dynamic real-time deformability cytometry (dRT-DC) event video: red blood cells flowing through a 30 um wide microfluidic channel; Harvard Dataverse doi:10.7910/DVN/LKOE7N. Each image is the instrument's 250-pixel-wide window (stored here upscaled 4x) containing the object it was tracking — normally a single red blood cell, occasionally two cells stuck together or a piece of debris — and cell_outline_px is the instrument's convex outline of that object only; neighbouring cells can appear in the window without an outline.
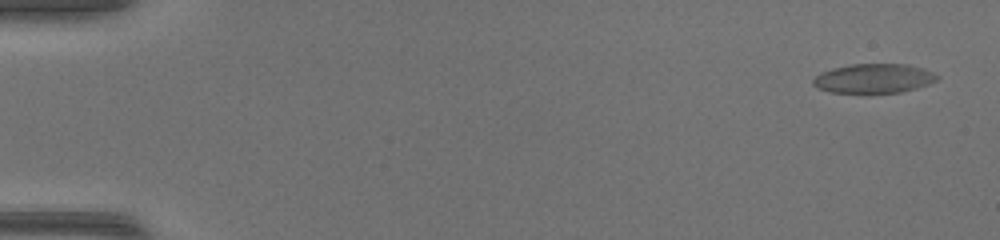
{"species": "common noctule bat (a hibernating species)", "species_latin": "Nyctalus noctula", "temperature_condition": "warm", "stored_images_in_passage": 16, "segment_of_instrument_passage": [1, 2], "camera_frame_rate_fps": 3000, "um_per_image_px": 0.085, "animal": {"sex": "female", "body_mass_g": 17.0, "forearm_length_mm": 48.0}, "frame": {"image": 1, "passage_image": 2, "time_ms": 0.333, "image_size_px": [1000, 240], "cell_outline_px": [[940, 76], [936, 80], [928, 84], [916, 88], [900, 92], [864, 96], [832, 92], [816, 88], [812, 84], [812, 80], [820, 72], [832, 68], [852, 64], [908, 64], [924, 68]], "centroid_in_image_um": [74.23, 6.71], "position_along_channel_um": 10.8, "area_um2": 22.08}}
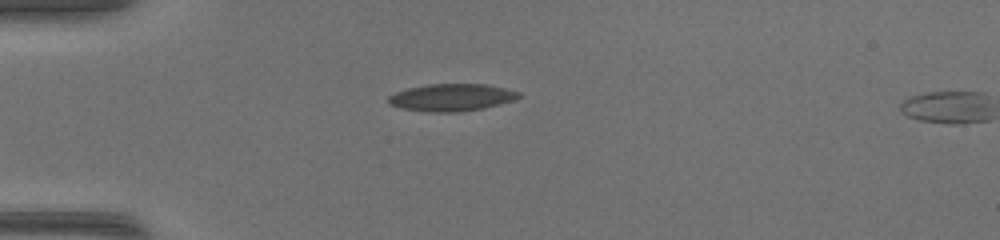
{"frame": {"image": 2, "passage_image": 14, "time_ms": 4.333, "image_size_px": [1000, 240], "cell_outline_px": [[520, 96], [512, 100], [500, 104], [484, 108], [456, 112], [428, 112], [400, 108], [388, 104], [388, 96], [396, 92], [408, 88], [428, 84], [488, 84], [520, 92]], "centroid_in_image_um": [38.35, 8.28], "position_along_channel_um": 46.6, "area_um2": 20.69}}